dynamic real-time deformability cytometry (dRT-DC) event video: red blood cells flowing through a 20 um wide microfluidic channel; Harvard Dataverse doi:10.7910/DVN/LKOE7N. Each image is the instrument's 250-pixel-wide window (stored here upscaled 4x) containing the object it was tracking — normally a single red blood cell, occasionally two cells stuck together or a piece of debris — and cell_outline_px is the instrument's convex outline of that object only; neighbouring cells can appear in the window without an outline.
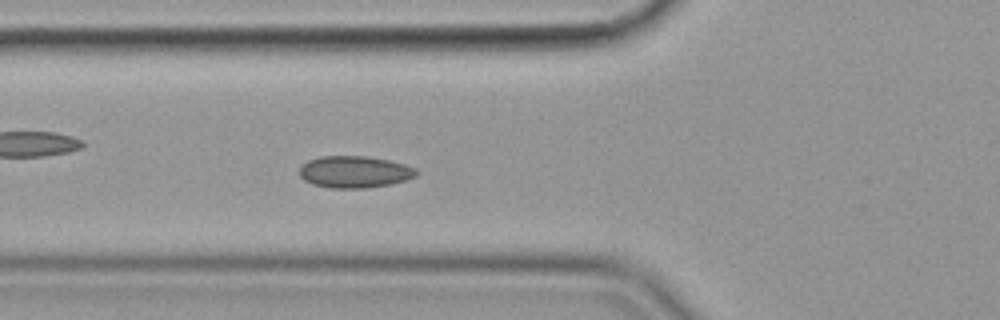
{"species": "common noctule bat (a hibernating species)", "species_latin": "Nyctalus noctula", "temperature_condition": "cold", "stored_images_in_passage": 46, "camera_frame_rate_fps": 3000, "um_per_image_px": 0.085, "animal": {"sex": "female", "body_mass_g": 19.9}, "frame": {"image": 1, "passage_image": 9, "time_ms": 2.667, "image_size_px": [1000, 320], "cell_outline_px": [[420, 172], [416, 176], [392, 184], [364, 188], [328, 188], [312, 184], [304, 180], [300, 176], [300, 168], [308, 160], [320, 156], [368, 156], [388, 160], [404, 164], [416, 168]], "centroid_in_image_um": [30.15, 14.61], "position_along_channel_um": 95.7, "area_um2": 21.79}}
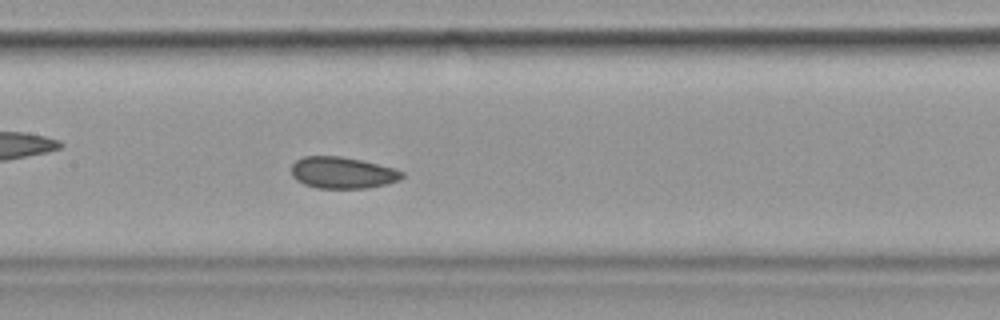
{"frame": {"image": 2, "passage_image": 16, "time_ms": 5.0, "image_size_px": [1000, 320], "cell_outline_px": [[404, 176], [400, 180], [368, 188], [316, 188], [304, 184], [296, 180], [292, 176], [292, 164], [296, 160], [304, 156], [340, 156], [360, 160], [392, 168], [404, 172]], "centroid_in_image_um": [29.08, 14.68], "position_along_channel_um": 178.3, "area_um2": 20.23}}
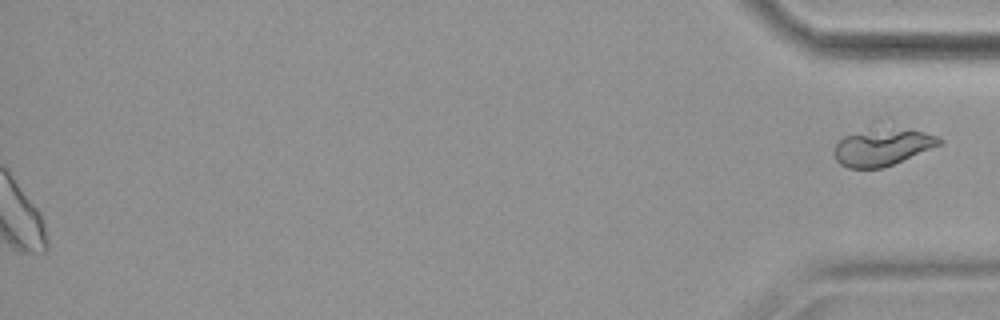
{"frame": {"image": 3, "passage_image": 46, "time_ms": 15.0, "image_size_px": [1000, 320], "cell_outline_px": [[944, 140], [940, 144], [892, 164], [880, 168], [848, 168], [840, 164], [836, 160], [832, 152], [836, 144], [844, 136], [872, 132], [924, 132], [936, 136]], "centroid_in_image_um": [74.93, 12.6], "position_along_channel_um": 360.3, "area_um2": 20.87}}